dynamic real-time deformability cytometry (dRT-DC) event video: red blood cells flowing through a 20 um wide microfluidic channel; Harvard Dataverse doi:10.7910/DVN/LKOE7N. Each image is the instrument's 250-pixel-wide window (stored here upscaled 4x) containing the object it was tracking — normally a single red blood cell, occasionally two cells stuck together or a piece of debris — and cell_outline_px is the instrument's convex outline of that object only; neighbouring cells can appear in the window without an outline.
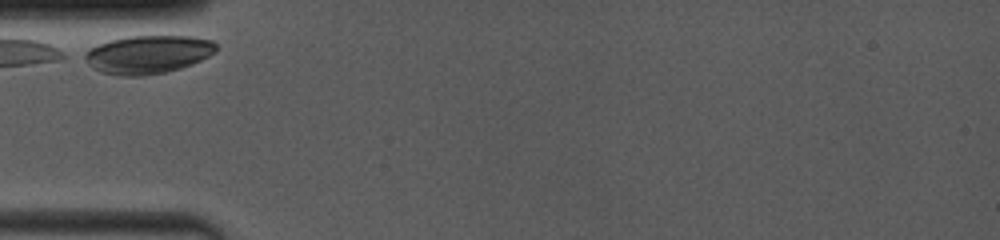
{"species": "common noctule bat (a hibernating species)", "species_latin": "Nyctalus noctula", "temperature_condition": "room temperature", "stored_images_in_passage": 40, "camera_frame_rate_fps": 4000, "um_per_image_px": 0.085, "animal": {"sex": "female", "body_mass_g": 19.0, "forearm_length_mm": 53.3}, "frame": {"image": 1, "passage_image": 1, "time_ms": 0.0, "image_size_px": [1000, 240], "cell_outline_px": [[220, 48], [216, 52], [192, 64], [180, 68], [164, 72], [140, 76], [120, 76], [100, 72], [92, 68], [80, 60], [80, 56], [88, 48], [108, 40], [128, 36], [192, 36], [212, 40]], "centroid_in_image_um": [12.5, 4.62], "position_along_channel_um": 72.5, "area_um2": 29.88}}